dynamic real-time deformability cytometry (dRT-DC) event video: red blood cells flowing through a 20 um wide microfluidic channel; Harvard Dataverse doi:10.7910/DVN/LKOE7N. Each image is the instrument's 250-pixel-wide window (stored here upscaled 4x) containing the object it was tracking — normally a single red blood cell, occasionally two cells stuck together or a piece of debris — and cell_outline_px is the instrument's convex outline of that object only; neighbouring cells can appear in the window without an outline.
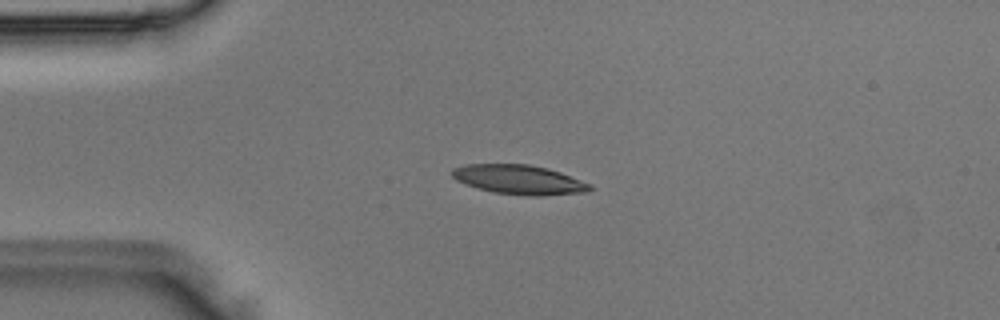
{"species": "Egyptian fruit bat (a non-hibernating species)", "species_latin": "Rousettus aegyptiacus", "temperature_condition": "room temperature", "stored_images_in_passage": 4, "camera_frame_rate_fps": 3000, "um_per_image_px": 0.085, "animal": {"sex": "male"}, "frame": {"image": 1, "passage_image": 3, "time_ms": 0.667, "image_size_px": [1000, 320], "cell_outline_px": [[592, 188], [588, 192], [540, 196], [532, 196], [492, 192], [476, 188], [464, 184], [456, 180], [448, 172], [452, 168], [464, 164], [528, 164], [548, 168], [560, 172], [592, 184]], "centroid_in_image_um": [44.08, 15.26], "position_along_channel_um": 40.9, "area_um2": 23.93}}